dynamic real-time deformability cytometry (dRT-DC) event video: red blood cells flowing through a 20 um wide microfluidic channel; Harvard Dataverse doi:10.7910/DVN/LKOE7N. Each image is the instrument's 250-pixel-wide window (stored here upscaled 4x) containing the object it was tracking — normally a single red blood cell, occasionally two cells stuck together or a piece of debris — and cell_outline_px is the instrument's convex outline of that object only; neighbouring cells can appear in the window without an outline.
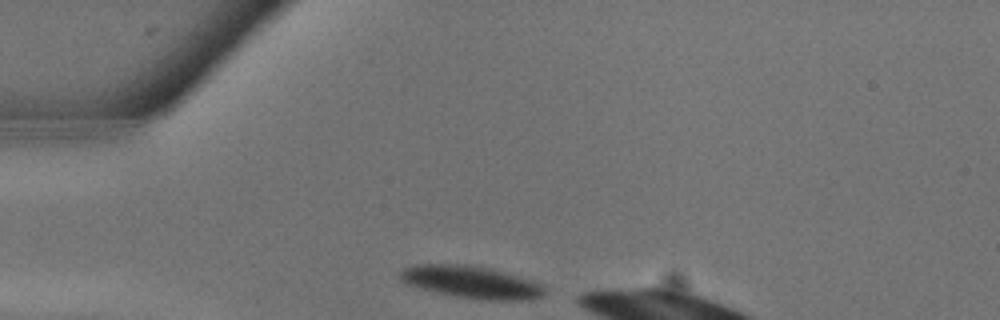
{"species": "common noctule bat (a hibernating species)", "species_latin": "Nyctalus noctula", "temperature_condition": "warm", "stored_images_in_passage": 4, "camera_frame_rate_fps": 3000, "um_per_image_px": 0.085, "animal": {"sex": "male", "body_mass_g": 13.3}, "frame": {"image": 1, "passage_image": 1, "time_ms": 0.0, "image_size_px": [1000, 320], "cell_outline_px": [[544, 296], [532, 300], [480, 300], [456, 296], [436, 292], [408, 284], [400, 280], [396, 272], [404, 268], [416, 264], [456, 264], [488, 268], [532, 280], [544, 284]], "centroid_in_image_um": [40.06, 23.99], "position_along_channel_um": 44.9, "area_um2": 27.22}}